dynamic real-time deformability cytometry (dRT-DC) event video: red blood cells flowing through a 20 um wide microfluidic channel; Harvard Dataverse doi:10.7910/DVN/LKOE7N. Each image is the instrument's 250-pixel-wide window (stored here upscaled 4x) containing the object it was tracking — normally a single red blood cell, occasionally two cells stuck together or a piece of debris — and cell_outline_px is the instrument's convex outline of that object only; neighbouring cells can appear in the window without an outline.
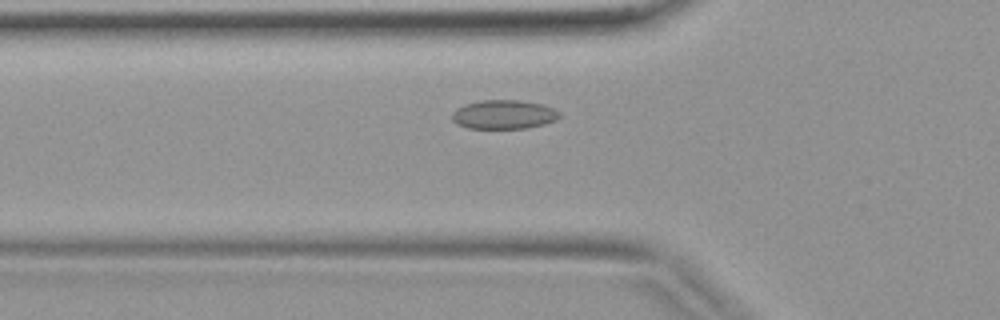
{"species": "common noctule bat (a hibernating species)", "species_latin": "Nyctalus noctula", "temperature_condition": "warm", "stored_images_in_passage": 37, "camera_frame_rate_fps": 3000, "um_per_image_px": 0.085, "animal": {"sex": "female", "body_mass_g": 19.9}, "frame": {"image": 1, "passage_image": 10, "time_ms": 3.0, "image_size_px": [1000, 320], "cell_outline_px": [[560, 116], [556, 120], [544, 124], [528, 128], [468, 128], [456, 124], [452, 120], [452, 112], [456, 108], [464, 104], [480, 100], [520, 100], [540, 104], [552, 108], [560, 112]], "centroid_in_image_um": [42.79, 9.73], "position_along_channel_um": 83.0, "area_um2": 18.21}}
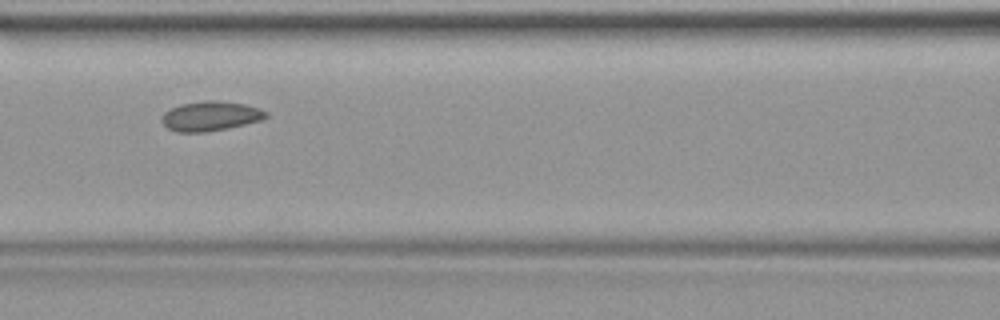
{"frame": {"image": 2, "passage_image": 14, "time_ms": 4.333, "image_size_px": [1000, 320], "cell_outline_px": [[268, 116], [260, 120], [244, 124], [204, 132], [176, 132], [168, 128], [160, 120], [160, 116], [164, 112], [180, 104], [204, 100], [220, 100], [244, 104], [260, 108], [268, 112]], "centroid_in_image_um": [17.86, 9.85], "position_along_channel_um": 148.7, "area_um2": 17.98}}
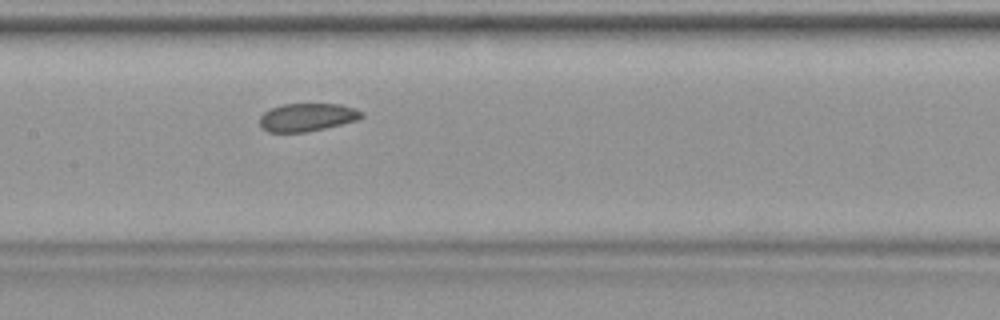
{"frame": {"image": 3, "passage_image": 16, "time_ms": 5.0, "image_size_px": [1000, 320], "cell_outline_px": [[364, 116], [356, 120], [308, 132], [268, 132], [260, 128], [260, 116], [264, 112], [272, 108], [284, 104], [340, 104], [364, 112]], "centroid_in_image_um": [26.08, 9.97], "position_along_channel_um": 181.3, "area_um2": 16.53}}